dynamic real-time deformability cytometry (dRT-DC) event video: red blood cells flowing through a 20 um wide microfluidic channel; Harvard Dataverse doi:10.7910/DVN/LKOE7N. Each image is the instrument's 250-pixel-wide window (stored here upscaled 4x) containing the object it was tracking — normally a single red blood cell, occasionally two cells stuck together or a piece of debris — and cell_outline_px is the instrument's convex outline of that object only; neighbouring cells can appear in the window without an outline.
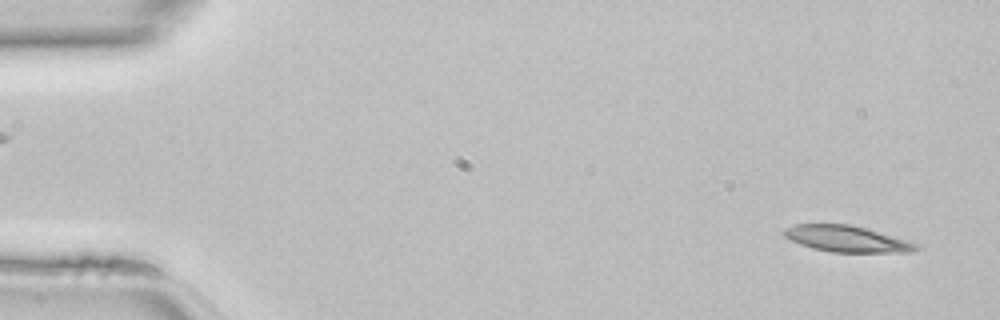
{"species": "common noctule bat (a hibernating species)", "species_latin": "Nyctalus noctula", "temperature_condition": "room temperature", "stored_images_in_passage": 46, "camera_frame_rate_fps": 3000, "um_per_image_px": 0.085, "animal": {"sex": "female", "body_mass_g": 22.7, "forearm_length_mm": 54.2}, "frame": {"image": 1, "passage_image": 2, "time_ms": 0.333, "image_size_px": [1000, 320], "cell_outline_px": [[920, 248], [916, 252], [832, 252], [812, 248], [800, 244], [784, 236], [784, 228], [796, 224], [852, 224], [904, 240], [916, 244]], "centroid_in_image_um": [71.94, 20.3], "position_along_channel_um": 13.1, "area_um2": 19.88}}
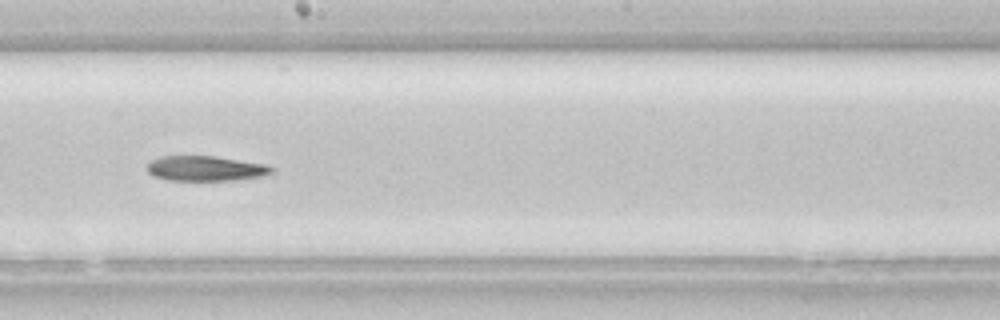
{"frame": {"image": 2, "passage_image": 25, "time_ms": 8.0, "image_size_px": [1000, 320], "cell_outline_px": [[276, 172], [268, 176], [236, 180], [168, 180], [152, 176], [148, 172], [148, 164], [152, 160], [160, 156], [216, 156], [264, 164], [276, 168]], "centroid_in_image_um": [17.55, 14.32], "position_along_channel_um": 230.6, "area_um2": 18.44}}
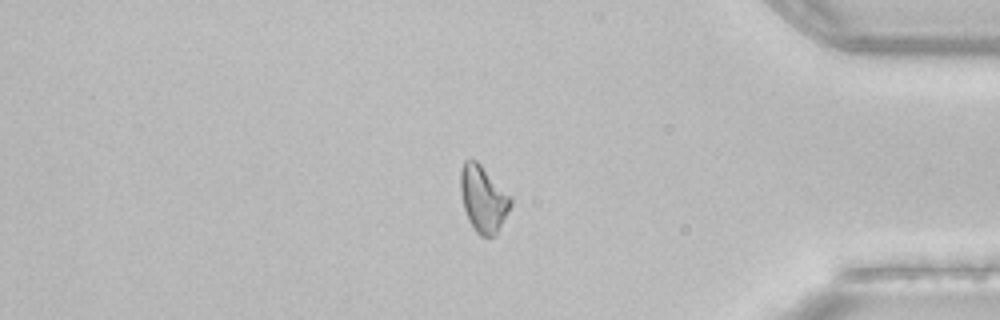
{"frame": {"image": 3, "passage_image": 38, "time_ms": 12.333, "image_size_px": [1000, 320], "cell_outline_px": [[512, 204], [500, 228], [492, 236], [480, 236], [476, 232], [468, 220], [464, 208], [460, 192], [460, 168], [464, 160], [476, 160], [512, 196]], "centroid_in_image_um": [41.07, 16.89], "position_along_channel_um": 394.1, "area_um2": 19.48}}